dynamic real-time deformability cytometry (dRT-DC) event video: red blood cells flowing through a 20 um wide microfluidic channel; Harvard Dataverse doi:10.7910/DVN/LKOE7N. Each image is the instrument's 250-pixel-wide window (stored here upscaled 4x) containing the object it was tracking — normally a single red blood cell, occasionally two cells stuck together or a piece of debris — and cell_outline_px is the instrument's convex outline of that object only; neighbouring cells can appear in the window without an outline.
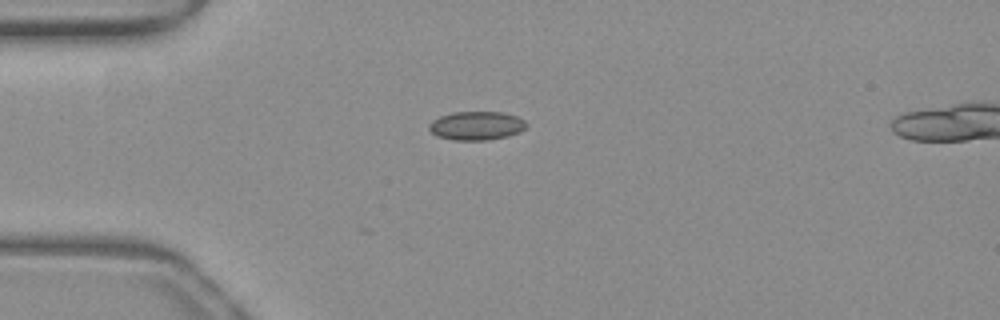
{"species": "common noctule bat (a hibernating species)", "species_latin": "Nyctalus noctula", "temperature_condition": "warm", "stored_images_in_passage": 21, "camera_frame_rate_fps": 3000, "um_per_image_px": 0.085, "animal": {"sex": "female", "body_mass_g": 19.3, "forearm_length_mm": 54.1}, "frame": {"image": 1, "passage_image": 1, "time_ms": 0.0, "image_size_px": [1000, 320], "cell_outline_px": [[528, 124], [520, 132], [508, 136], [488, 140], [452, 140], [436, 136], [428, 128], [428, 124], [432, 120], [440, 116], [452, 112], [504, 112], [516, 116], [524, 120]], "centroid_in_image_um": [40.49, 10.68], "position_along_channel_um": 44.5, "area_um2": 16.42}}
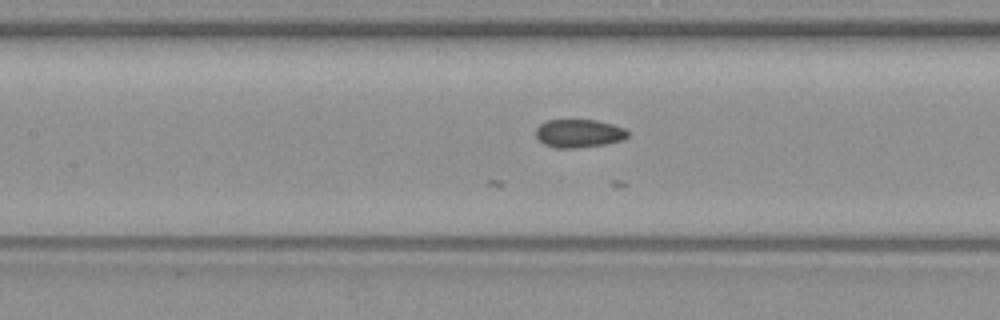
{"frame": {"image": 2, "passage_image": 11, "time_ms": 3.333, "image_size_px": [1000, 320], "cell_outline_px": [[628, 136], [624, 140], [608, 144], [576, 148], [556, 148], [544, 144], [536, 136], [536, 128], [540, 124], [548, 120], [596, 120], [612, 124], [624, 128], [628, 132]], "centroid_in_image_um": [49.23, 11.34], "position_along_channel_um": 158.2, "area_um2": 15.2}}
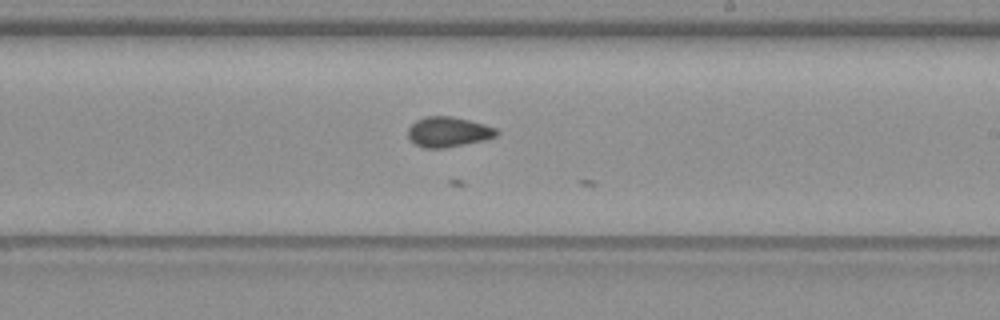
{"frame": {"image": 3, "passage_image": 18, "time_ms": 5.667, "image_size_px": [1000, 320], "cell_outline_px": [[500, 132], [496, 136], [484, 140], [444, 148], [424, 148], [416, 144], [408, 136], [408, 128], [416, 120], [428, 116], [452, 116], [484, 124], [496, 128]], "centroid_in_image_um": [38.11, 11.21], "position_along_channel_um": 250.9, "area_um2": 15.43}}